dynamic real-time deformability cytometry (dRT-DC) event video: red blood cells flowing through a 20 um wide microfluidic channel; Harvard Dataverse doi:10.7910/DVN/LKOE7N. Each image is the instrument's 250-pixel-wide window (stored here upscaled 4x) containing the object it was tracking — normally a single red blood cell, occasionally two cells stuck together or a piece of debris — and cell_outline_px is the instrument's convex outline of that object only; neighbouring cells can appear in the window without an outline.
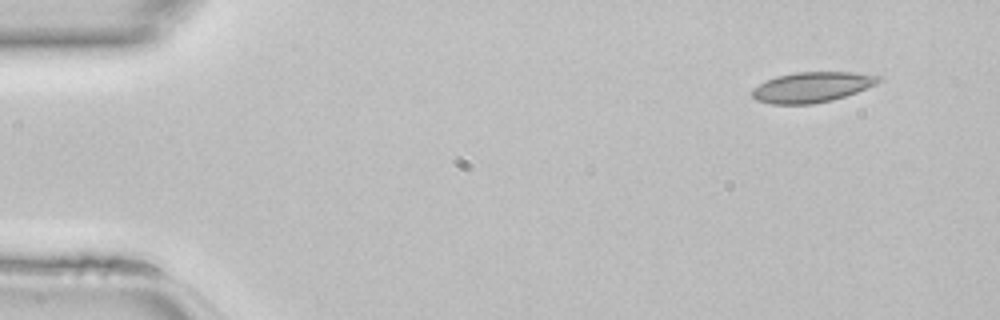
{"species": "common noctule bat (a hibernating species)", "species_latin": "Nyctalus noctula", "temperature_condition": "room temperature", "stored_images_in_passage": 43, "camera_frame_rate_fps": 3000, "um_per_image_px": 0.085, "animal": {"sex": "female", "body_mass_g": 22.7, "forearm_length_mm": 54.2}, "frame": {"image": 1, "passage_image": 1, "time_ms": 0.0, "image_size_px": [1000, 320], "cell_outline_px": [[884, 80], [876, 84], [856, 92], [832, 100], [812, 104], [772, 104], [756, 100], [752, 96], [752, 88], [776, 76], [796, 72], [852, 72], [880, 76]], "centroid_in_image_um": [69.02, 7.4], "position_along_channel_um": 16.0, "area_um2": 22.25}}
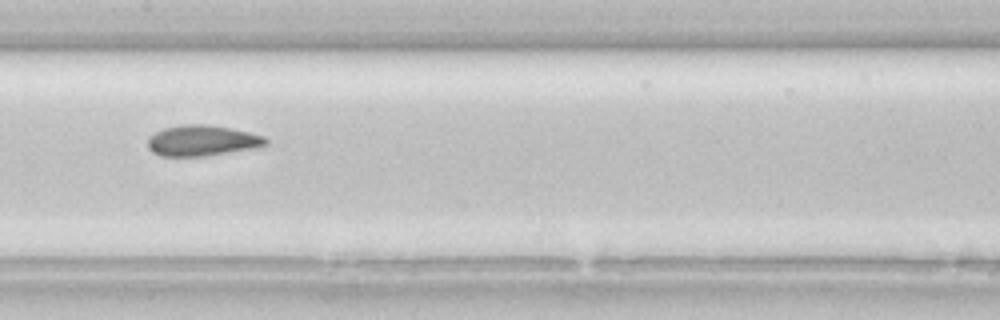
{"frame": {"image": 2, "passage_image": 20, "time_ms": 6.333, "image_size_px": [1000, 320], "cell_outline_px": [[268, 144], [256, 148], [204, 156], [160, 156], [152, 152], [148, 148], [148, 136], [164, 128], [180, 124], [204, 124], [228, 128], [248, 132], [264, 136], [268, 140]], "centroid_in_image_um": [17.16, 11.95], "position_along_channel_um": 190.2, "area_um2": 21.15}}
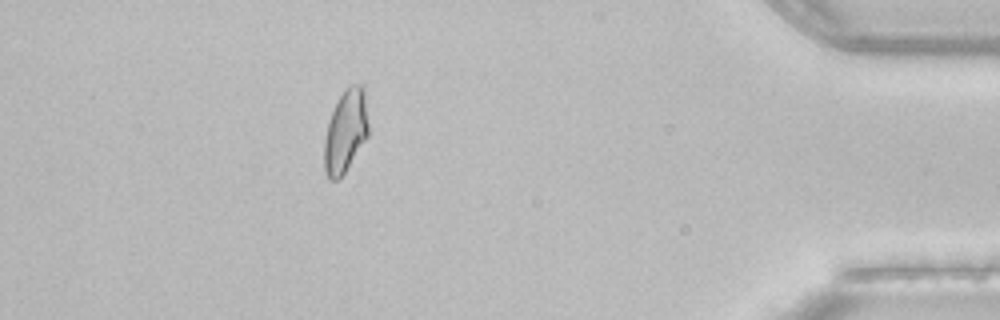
{"frame": {"image": 3, "passage_image": 38, "time_ms": 12.333, "image_size_px": [1000, 320], "cell_outline_px": [[368, 136], [344, 172], [336, 180], [328, 180], [324, 168], [324, 140], [328, 124], [332, 112], [344, 88], [352, 84], [364, 84], [368, 124]], "centroid_in_image_um": [29.38, 11.12], "position_along_channel_um": 405.8, "area_um2": 21.15}}